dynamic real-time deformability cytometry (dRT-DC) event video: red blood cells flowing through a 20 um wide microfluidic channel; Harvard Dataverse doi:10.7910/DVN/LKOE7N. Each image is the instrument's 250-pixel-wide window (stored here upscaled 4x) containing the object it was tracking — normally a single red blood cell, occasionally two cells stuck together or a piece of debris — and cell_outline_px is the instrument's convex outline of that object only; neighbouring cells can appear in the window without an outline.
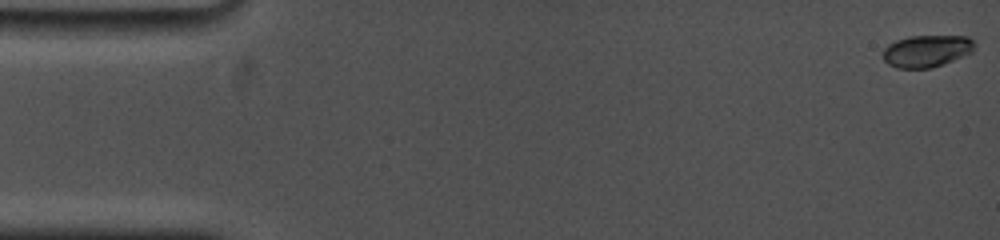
{"species": "common noctule bat (a hibernating species)", "species_latin": "Nyctalus noctula", "temperature_condition": "cold", "stored_images_in_passage": 22, "camera_frame_rate_fps": 5000, "um_per_image_px": 0.085, "animal": {"sex": "female", "body_mass_g": 19.0, "forearm_length_mm": 53.3}, "frame": {"image": 1, "passage_image": 1, "time_ms": 0.0, "image_size_px": [1000, 240], "cell_outline_px": [[976, 48], [972, 52], [944, 64], [932, 68], [896, 68], [888, 64], [884, 60], [884, 48], [888, 44], [896, 40], [908, 36], [968, 36], [976, 44]], "centroid_in_image_um": [78.79, 4.33], "position_along_channel_um": 6.2, "area_um2": 17.22}}
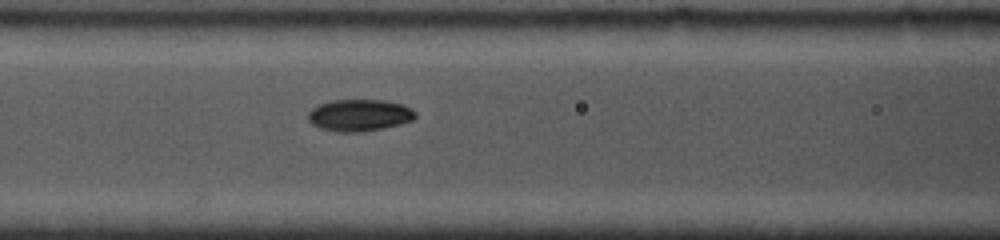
{"frame": {"image": 2, "passage_image": 15, "time_ms": 7.2, "image_size_px": [1000, 240], "cell_outline_px": [[416, 116], [412, 120], [400, 124], [384, 128], [360, 132], [336, 132], [320, 128], [312, 124], [308, 120], [308, 112], [312, 108], [320, 104], [332, 100], [384, 100], [400, 104], [412, 108], [416, 112]], "centroid_in_image_um": [30.54, 9.8], "position_along_channel_um": 136.1, "area_um2": 19.94}}
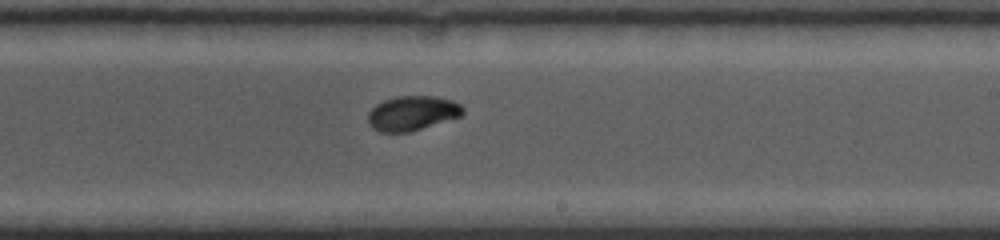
{"frame": {"image": 3, "passage_image": 21, "time_ms": 10.4, "image_size_px": [1000, 240], "cell_outline_px": [[464, 112], [460, 116], [408, 132], [380, 132], [372, 128], [368, 124], [368, 112], [376, 104], [384, 100], [396, 96], [436, 96], [452, 100], [460, 104], [464, 108]], "centroid_in_image_um": [35.01, 9.61], "position_along_channel_um": 254.0, "area_um2": 19.07}}